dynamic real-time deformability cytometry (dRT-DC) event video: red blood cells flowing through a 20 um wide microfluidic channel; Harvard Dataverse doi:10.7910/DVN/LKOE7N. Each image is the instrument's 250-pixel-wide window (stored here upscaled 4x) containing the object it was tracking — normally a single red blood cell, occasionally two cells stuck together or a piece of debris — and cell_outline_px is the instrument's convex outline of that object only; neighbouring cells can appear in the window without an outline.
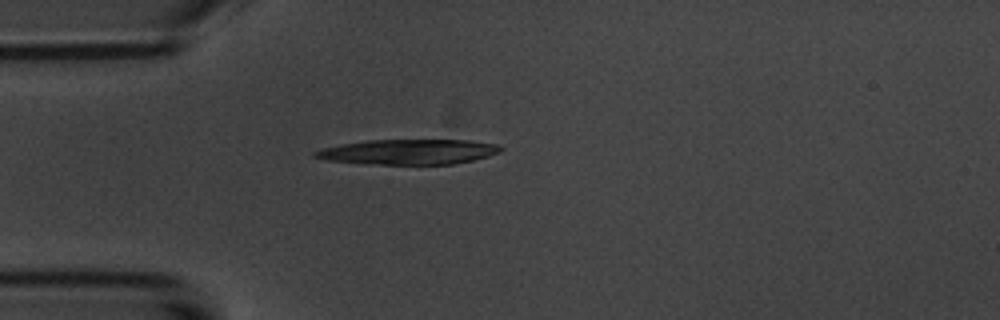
{"species": "common noctule bat (a hibernating species)", "species_latin": "Nyctalus noctula", "temperature_condition": "room temperature", "stored_images_in_passage": 1, "camera_frame_rate_fps": 3000, "um_per_image_px": 0.085, "animal": {"sex": "male", "body_mass_g": 20.1, "forearm_length_mm": 53.5}, "frame": {"image": 1, "passage_image": 1, "time_ms": 0.0, "image_size_px": [1000, 320], "cell_outline_px": [[504, 148], [500, 152], [488, 156], [472, 160], [452, 164], [380, 164], [328, 160], [312, 156], [312, 152], [324, 148], [344, 144], [368, 140], [468, 140], [496, 144]], "centroid_in_image_um": [34.77, 12.9], "position_along_channel_um": 50.2, "area_um2": 26.76}}